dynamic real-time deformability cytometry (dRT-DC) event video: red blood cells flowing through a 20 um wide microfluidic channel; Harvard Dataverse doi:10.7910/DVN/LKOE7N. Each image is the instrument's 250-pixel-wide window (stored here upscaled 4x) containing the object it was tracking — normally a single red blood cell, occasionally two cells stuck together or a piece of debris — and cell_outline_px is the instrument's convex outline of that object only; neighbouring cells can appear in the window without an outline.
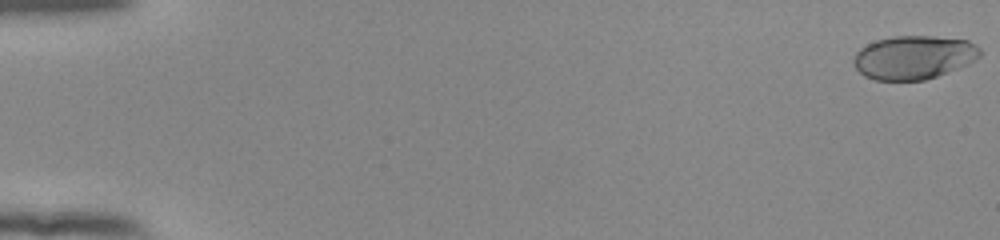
{"species": "human", "species_latin": "Homo sapiens", "temperature_condition": "room temperature", "stored_images_in_passage": 54, "camera_frame_rate_fps": 3000, "um_per_image_px": 0.085, "donor": {"sex": "female"}, "frame": {"image": 1, "passage_image": 1, "time_ms": 0.0, "image_size_px": [1000, 240], "cell_outline_px": [[980, 56], [976, 60], [968, 64], [948, 72], [924, 80], [876, 80], [864, 76], [852, 64], [852, 60], [856, 52], [860, 48], [876, 40], [892, 36], [932, 36], [968, 40], [976, 44], [980, 48]], "centroid_in_image_um": [77.66, 4.87], "position_along_channel_um": 7.3, "area_um2": 32.25}}
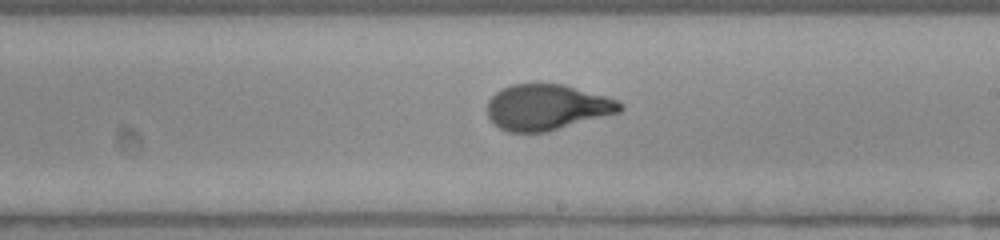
{"frame": {"image": 2, "passage_image": 33, "time_ms": 10.667, "image_size_px": [1000, 240], "cell_outline_px": [[624, 108], [620, 112], [548, 132], [508, 132], [500, 128], [488, 116], [488, 100], [496, 92], [512, 84], [564, 84], [604, 96], [616, 100], [624, 104]], "centroid_in_image_um": [46.51, 9.12], "position_along_channel_um": 242.5, "area_um2": 35.2}}
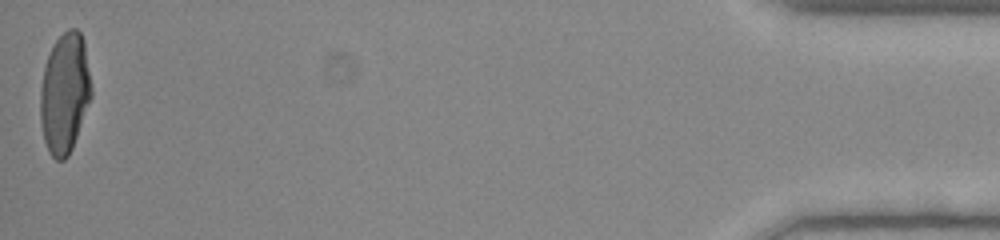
{"frame": {"image": 3, "passage_image": 54, "time_ms": 17.667, "image_size_px": [1000, 240], "cell_outline_px": [[92, 96], [72, 148], [68, 156], [64, 160], [56, 160], [48, 152], [44, 140], [40, 120], [40, 88], [44, 68], [48, 56], [56, 40], [68, 28], [76, 28], [80, 32], [84, 40], [92, 88]], "centroid_in_image_um": [5.5, 7.93], "position_along_channel_um": 429.7, "area_um2": 35.84}, "authors_computed_cell_mechanics": {"area_um2": 35.0557, "velocity_mm_per_s": 3.9219, "shape_relaxation_time_tau1_ms": 4.8728, "shape_relaxation_time_tau2_ms": null, "deformation_change_tau1": 0.2252, "deformation_change_tau2": null}}